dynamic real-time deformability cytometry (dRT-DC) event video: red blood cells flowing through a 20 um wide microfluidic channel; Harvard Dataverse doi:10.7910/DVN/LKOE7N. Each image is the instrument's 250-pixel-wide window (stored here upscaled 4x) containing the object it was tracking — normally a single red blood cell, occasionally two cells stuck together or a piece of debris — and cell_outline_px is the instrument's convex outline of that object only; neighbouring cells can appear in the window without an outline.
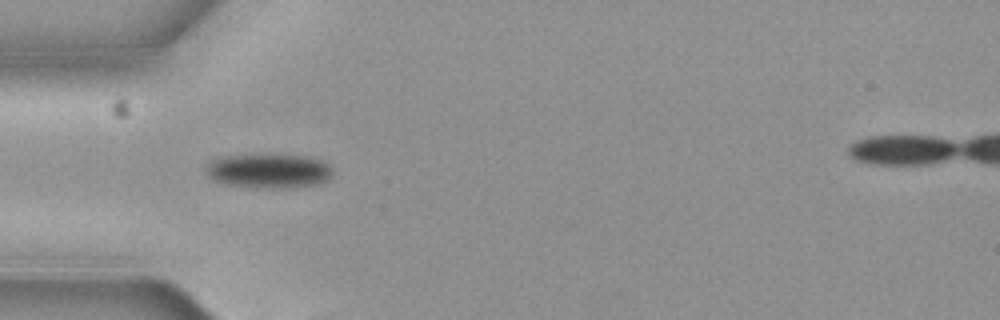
{"species": "common noctule bat (a hibernating species)", "species_latin": "Nyctalus noctula", "temperature_condition": "cold", "stored_images_in_passage": 8, "segment_of_instrument_passage": [1, 2], "camera_frame_rate_fps": 3000, "um_per_image_px": 0.085, "animal": {"sex": "female", "body_mass_g": 19.3, "forearm_length_mm": 54.1}, "frame": {"image": 1, "passage_image": 5, "time_ms": 1.333, "image_size_px": [1000, 320], "cell_outline_px": [[332, 176], [316, 184], [272, 188], [232, 184], [216, 180], [208, 176], [208, 164], [216, 160], [228, 156], [312, 156], [328, 164], [332, 168]], "centroid_in_image_um": [22.94, 14.52], "position_along_channel_um": 62.1, "area_um2": 23.99}}
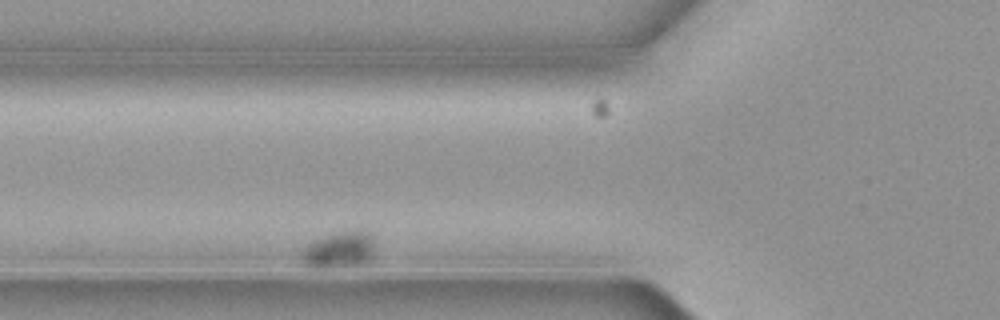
{"frame": {"image": 2, "passage_image": 7, "time_ms": 2.0, "image_size_px": [1000, 320], "cell_outline_px": [[372, 256], [364, 264], [340, 268], [308, 268], [304, 264], [300, 256], [300, 248], [312, 240], [328, 232], [356, 228], [360, 228], [368, 232], [372, 236]], "centroid_in_image_um": [28.74, 21.21], "position_along_channel_um": 97.1, "area_um2": 16.7}}